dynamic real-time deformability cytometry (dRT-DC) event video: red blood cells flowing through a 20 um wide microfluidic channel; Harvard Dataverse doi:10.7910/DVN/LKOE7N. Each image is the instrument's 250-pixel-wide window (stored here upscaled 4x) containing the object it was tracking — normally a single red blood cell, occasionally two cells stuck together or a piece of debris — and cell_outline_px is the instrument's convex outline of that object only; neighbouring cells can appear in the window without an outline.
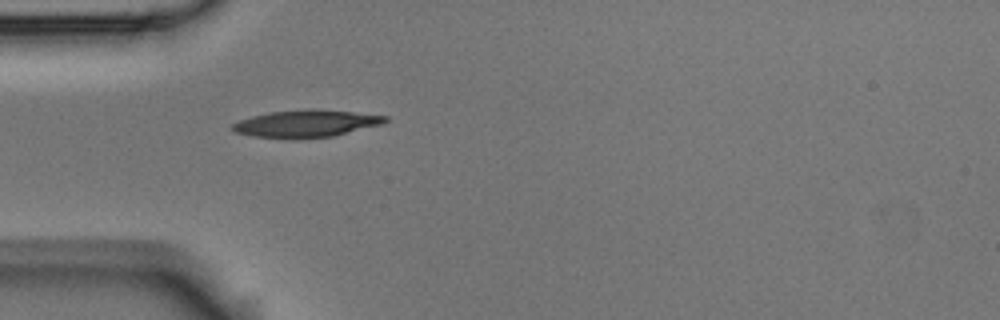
{"species": "Egyptian fruit bat (a non-hibernating species)", "species_latin": "Rousettus aegyptiacus", "temperature_condition": "room temperature", "stored_images_in_passage": 1, "camera_frame_rate_fps": 3000, "um_per_image_px": 0.085, "animal": {"sex": "male"}, "frame": {"image": 1, "passage_image": 1, "time_ms": 0.0, "image_size_px": [1000, 320], "cell_outline_px": [[388, 120], [380, 124], [332, 136], [252, 136], [236, 132], [232, 128], [232, 124], [240, 120], [252, 116], [268, 112], [308, 108], [312, 108], [352, 112], [388, 116]], "centroid_in_image_um": [26.02, 10.45], "position_along_channel_um": 59.0, "area_um2": 23.18}}